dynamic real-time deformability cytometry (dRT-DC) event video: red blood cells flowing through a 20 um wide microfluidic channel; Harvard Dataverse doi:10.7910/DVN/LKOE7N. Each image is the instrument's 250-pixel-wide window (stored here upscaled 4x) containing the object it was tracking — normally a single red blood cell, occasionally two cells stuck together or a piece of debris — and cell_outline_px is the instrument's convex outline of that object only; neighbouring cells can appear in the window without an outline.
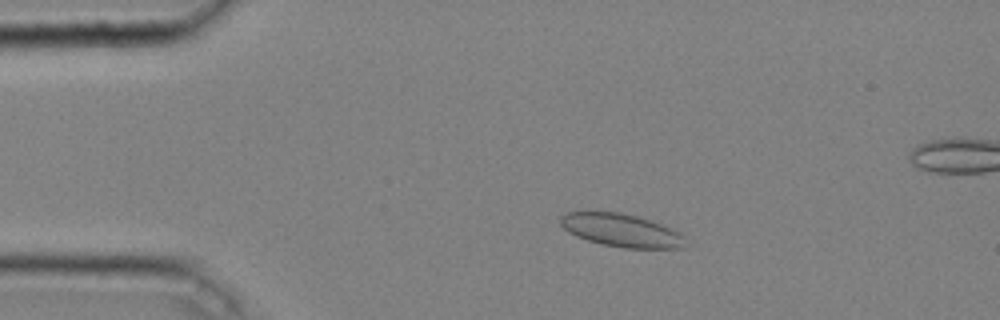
{"species": "common noctule bat (a hibernating species)", "species_latin": "Nyctalus noctula", "temperature_condition": "cold", "stored_images_in_passage": 46, "camera_frame_rate_fps": 3000, "um_per_image_px": 0.085, "animal": {"sex": "male", "body_mass_g": 20.4}, "frame": {"image": 1, "passage_image": 8, "time_ms": 2.333, "image_size_px": [1000, 320], "cell_outline_px": [[684, 248], [624, 248], [600, 244], [576, 236], [568, 232], [560, 224], [560, 216], [568, 212], [620, 212], [652, 220], [672, 228], [680, 232], [684, 236]], "centroid_in_image_um": [52.82, 19.58], "position_along_channel_um": 32.2, "area_um2": 24.1}}
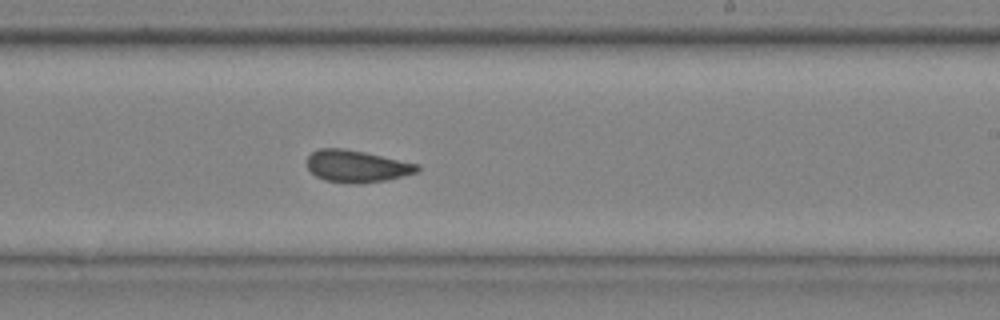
{"frame": {"image": 2, "passage_image": 28, "time_ms": 9.0, "image_size_px": [1000, 320], "cell_outline_px": [[420, 168], [416, 172], [384, 180], [324, 180], [316, 176], [308, 168], [308, 156], [312, 152], [320, 148], [344, 148], [364, 152], [420, 164]], "centroid_in_image_um": [30.32, 14.06], "position_along_channel_um": 258.7, "area_um2": 19.48}}
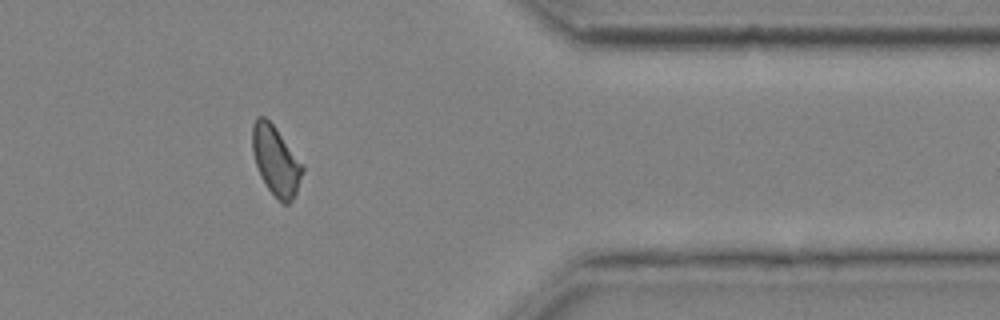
{"frame": {"image": 3, "passage_image": 39, "time_ms": 12.667, "image_size_px": [1000, 320], "cell_outline_px": [[304, 168], [296, 192], [292, 200], [288, 204], [284, 204], [268, 188], [260, 176], [252, 152], [252, 124], [256, 116], [264, 116], [276, 128], [304, 164]], "centroid_in_image_um": [23.44, 13.62], "position_along_channel_um": 388.0, "area_um2": 20.17}, "authors_computed_cell_mechanics": {"area_um2": 20.808, "velocity_mm_per_s": 4.036, "shape_relaxation_time_tau1_ms": 6.4563, "shape_relaxation_time_tau2_ms": 1.8025, "deformation_change_tau1": 0.0902, "deformation_change_tau2": 0.0582}}